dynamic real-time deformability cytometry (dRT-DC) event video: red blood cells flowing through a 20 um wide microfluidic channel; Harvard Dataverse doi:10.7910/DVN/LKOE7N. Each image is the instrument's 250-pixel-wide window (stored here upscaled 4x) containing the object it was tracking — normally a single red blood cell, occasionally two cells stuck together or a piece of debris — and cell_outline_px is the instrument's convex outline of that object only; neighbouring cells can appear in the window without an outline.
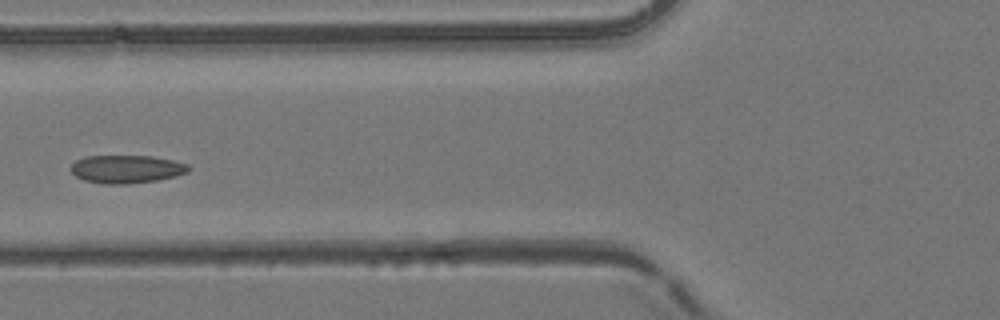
{"species": "common noctule bat (a hibernating species)", "species_latin": "Nyctalus noctula", "temperature_condition": "room temperature", "stored_images_in_passage": 7, "camera_frame_rate_fps": 3000, "um_per_image_px": 0.085, "animal": {"sex": "female", "body_mass_g": 24.6, "forearm_length_mm": 56.2}, "frame": {"image": 1, "passage_image": 6, "time_ms": 1.667, "image_size_px": [1000, 320], "cell_outline_px": [[192, 168], [188, 172], [176, 176], [156, 180], [124, 184], [104, 184], [84, 180], [76, 176], [68, 168], [76, 160], [84, 156], [152, 156], [172, 160], [188, 164]], "centroid_in_image_um": [10.74, 14.37], "position_along_channel_um": 115.1, "area_um2": 19.31}}
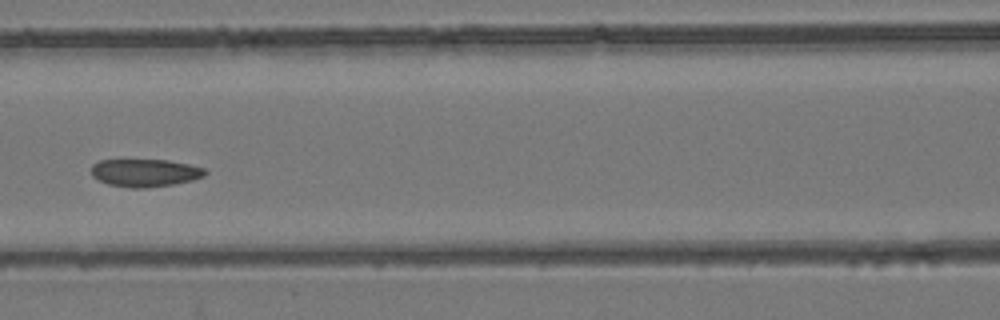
{"frame": {"image": 2, "passage_image": 7, "time_ms": 2.0, "image_size_px": [1000, 320], "cell_outline_px": [[208, 172], [204, 176], [192, 180], [172, 184], [144, 188], [128, 188], [108, 184], [92, 176], [92, 164], [100, 160], [168, 160], [188, 164], [204, 168]], "centroid_in_image_um": [12.32, 14.69], "position_along_channel_um": 154.3, "area_um2": 18.32}}